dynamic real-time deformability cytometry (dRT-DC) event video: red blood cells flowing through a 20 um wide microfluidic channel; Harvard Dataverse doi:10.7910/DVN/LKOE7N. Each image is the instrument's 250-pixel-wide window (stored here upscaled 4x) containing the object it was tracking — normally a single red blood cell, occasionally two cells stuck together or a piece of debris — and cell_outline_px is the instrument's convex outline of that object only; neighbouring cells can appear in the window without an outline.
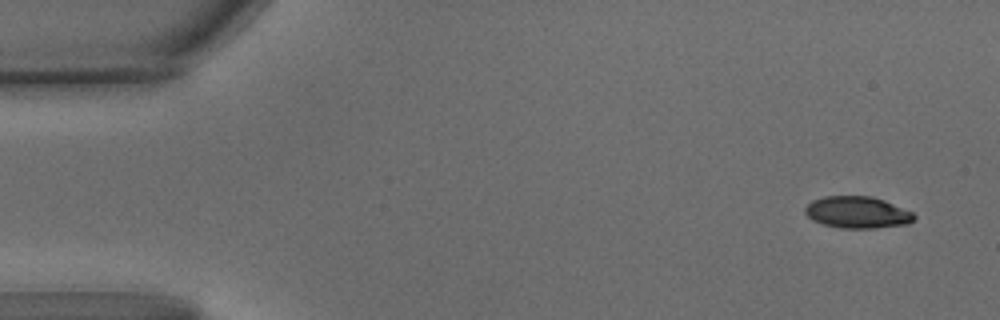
{"species": "common noctule bat (a hibernating species)", "species_latin": "Nyctalus noctula", "temperature_condition": "warm", "stored_images_in_passage": 27, "camera_frame_rate_fps": 3000, "um_per_image_px": 0.085, "animal": {"sex": "male", "body_mass_g": 15.6}, "frame": {"image": 1, "passage_image": 1, "time_ms": 0.0, "image_size_px": [1000, 320], "cell_outline_px": [[916, 216], [908, 224], [876, 228], [840, 228], [824, 224], [812, 220], [804, 212], [804, 208], [812, 200], [824, 196], [872, 196], [884, 200], [912, 212]], "centroid_in_image_um": [72.86, 18.05], "position_along_channel_um": 12.1, "area_um2": 20.17}}
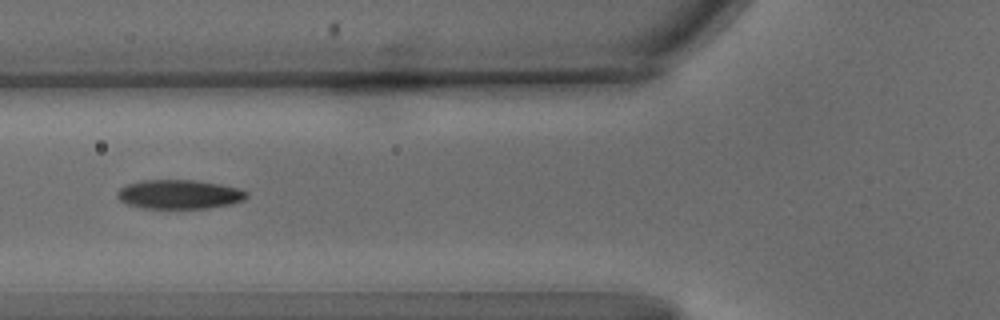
{"frame": {"image": 2, "passage_image": 20, "time_ms": 6.333, "image_size_px": [1000, 320], "cell_outline_px": [[248, 196], [244, 200], [232, 204], [208, 208], [140, 208], [124, 204], [116, 196], [116, 192], [120, 188], [128, 184], [140, 180], [196, 180], [220, 184], [240, 188], [248, 192]], "centroid_in_image_um": [15.23, 16.52], "position_along_channel_um": 110.6, "area_um2": 22.25}}
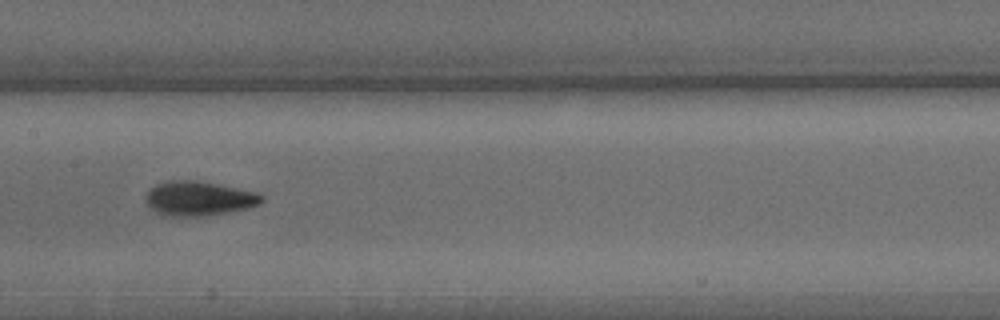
{"frame": {"image": 3, "passage_image": 27, "time_ms": 8.667, "image_size_px": [1000, 320], "cell_outline_px": [[264, 200], [260, 204], [248, 208], [228, 212], [200, 216], [172, 216], [156, 212], [144, 200], [148, 192], [156, 184], [168, 180], [196, 180], [220, 184], [256, 192], [264, 196]], "centroid_in_image_um": [16.93, 16.86], "position_along_channel_um": 190.5, "area_um2": 23.24}}